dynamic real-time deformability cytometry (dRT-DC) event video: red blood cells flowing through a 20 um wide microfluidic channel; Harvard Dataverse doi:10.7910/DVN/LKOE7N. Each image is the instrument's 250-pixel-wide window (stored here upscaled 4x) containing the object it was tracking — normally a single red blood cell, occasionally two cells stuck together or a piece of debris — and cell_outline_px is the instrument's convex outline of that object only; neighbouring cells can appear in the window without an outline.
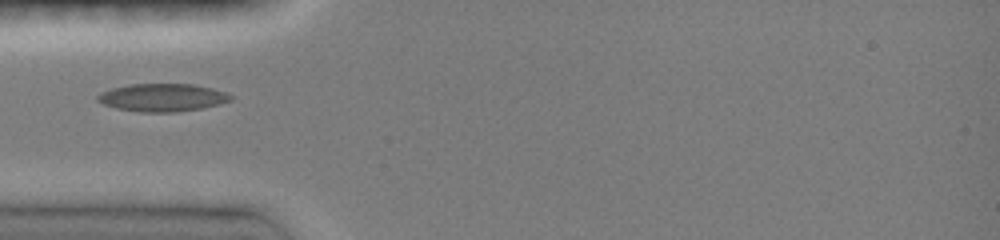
{"species": "common noctule bat (a hibernating species)", "species_latin": "Nyctalus noctula", "temperature_condition": "room temperature", "stored_images_in_passage": 4, "camera_frame_rate_fps": 3000, "um_per_image_px": 0.085, "animal": {"sex": "female", "body_mass_g": 19.0, "forearm_length_mm": 51.5}, "frame": {"image": 1, "passage_image": 1, "time_ms": 0.0, "image_size_px": [1000, 240], "cell_outline_px": [[232, 100], [220, 104], [200, 108], [176, 112], [140, 112], [116, 108], [104, 104], [96, 100], [96, 96], [100, 92], [112, 88], [128, 84], [192, 84], [212, 88], [224, 92], [232, 96]], "centroid_in_image_um": [13.77, 8.29], "position_along_channel_um": 71.2, "area_um2": 21.56}}